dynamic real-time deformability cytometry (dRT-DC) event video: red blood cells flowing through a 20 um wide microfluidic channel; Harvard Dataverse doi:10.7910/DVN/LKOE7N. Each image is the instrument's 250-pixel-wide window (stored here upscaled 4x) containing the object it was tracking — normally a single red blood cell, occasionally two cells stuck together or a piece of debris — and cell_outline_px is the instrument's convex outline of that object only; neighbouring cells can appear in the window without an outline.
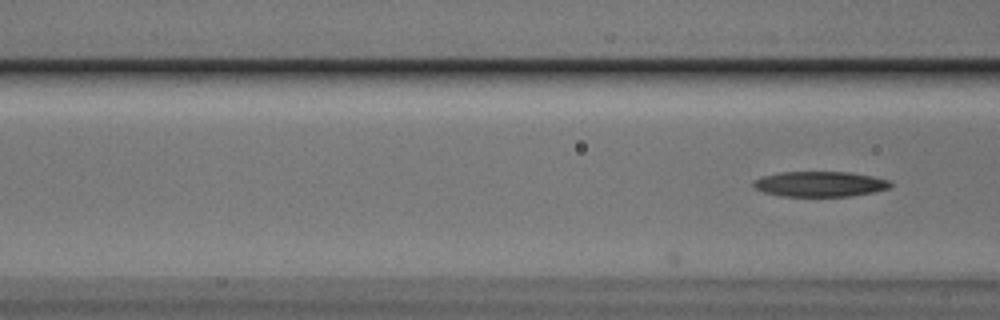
{"species": "Egyptian fruit bat (a non-hibernating species)", "species_latin": "Rousettus aegyptiacus", "temperature_condition": "cold", "stored_images_in_passage": 12, "camera_frame_rate_fps": 3000, "um_per_image_px": 0.085, "animal": {"sex": "male"}, "frame": {"image": 1, "passage_image": 12, "time_ms": 3.667, "image_size_px": [1000, 320], "cell_outline_px": [[892, 184], [888, 188], [872, 192], [848, 196], [780, 196], [764, 192], [756, 188], [752, 184], [752, 180], [764, 176], [784, 172], [848, 172], [872, 176], [888, 180]], "centroid_in_image_um": [69.66, 15.64], "position_along_channel_um": 96.9, "area_um2": 19.94}}